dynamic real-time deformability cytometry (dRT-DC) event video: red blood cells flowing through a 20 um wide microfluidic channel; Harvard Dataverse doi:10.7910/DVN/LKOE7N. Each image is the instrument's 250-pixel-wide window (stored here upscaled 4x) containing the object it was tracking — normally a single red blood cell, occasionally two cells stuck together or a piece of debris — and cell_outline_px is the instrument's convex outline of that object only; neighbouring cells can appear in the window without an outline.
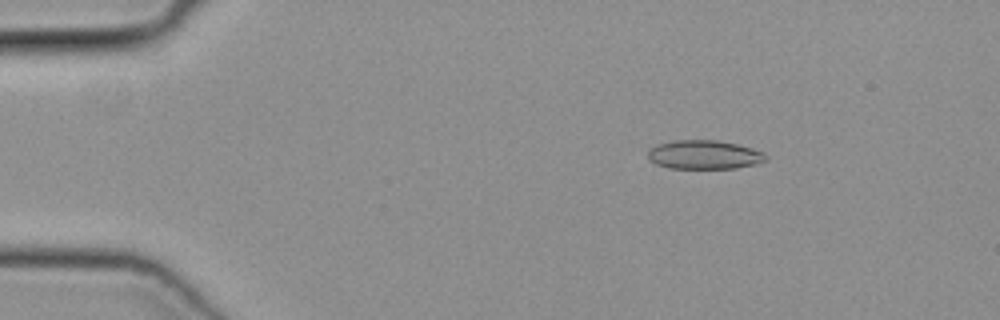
{"species": "common noctule bat (a hibernating species)", "species_latin": "Nyctalus noctula", "temperature_condition": "cold", "stored_images_in_passage": 48, "camera_frame_rate_fps": 3000, "um_per_image_px": 0.085, "animal": {"sex": "female", "body_mass_g": 19.3, "forearm_length_mm": 54.1}, "frame": {"image": 1, "passage_image": 7, "time_ms": 2.0, "image_size_px": [1000, 320], "cell_outline_px": [[768, 160], [756, 164], [736, 168], [668, 168], [656, 164], [648, 160], [648, 152], [656, 144], [676, 140], [716, 140], [736, 144], [752, 148], [764, 152], [768, 156]], "centroid_in_image_um": [59.87, 13.15], "position_along_channel_um": 25.1, "area_um2": 19.94}}
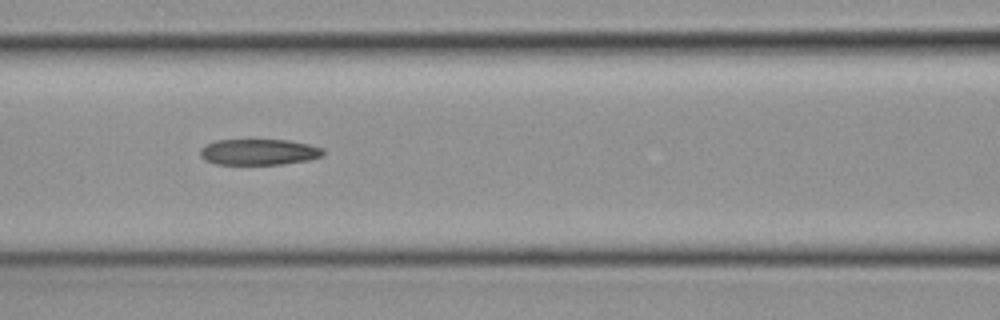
{"frame": {"image": 2, "passage_image": 21, "time_ms": 6.667, "image_size_px": [1000, 320], "cell_outline_px": [[324, 156], [308, 160], [284, 164], [216, 164], [204, 160], [200, 156], [200, 148], [216, 140], [288, 140], [308, 144], [324, 148]], "centroid_in_image_um": [22.02, 12.92], "position_along_channel_um": 144.6, "area_um2": 18.67}}
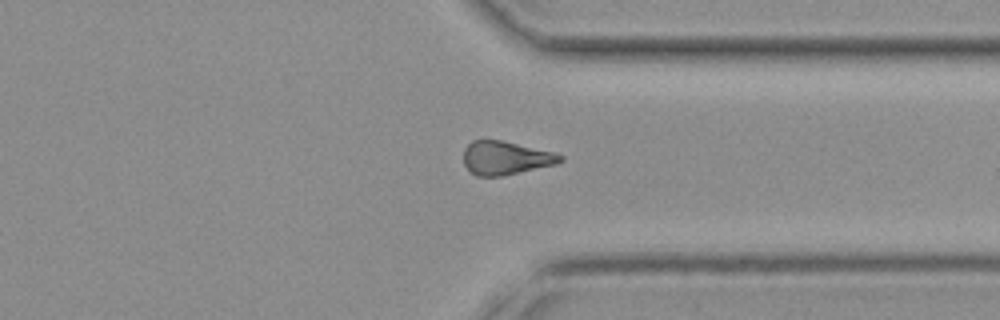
{"frame": {"image": 3, "passage_image": 37, "time_ms": 12.0, "image_size_px": [1000, 320], "cell_outline_px": [[564, 160], [556, 164], [504, 176], [476, 176], [464, 164], [464, 148], [472, 140], [500, 140], [552, 152], [564, 156]], "centroid_in_image_um": [42.97, 13.43], "position_along_channel_um": 368.4, "area_um2": 18.73}}